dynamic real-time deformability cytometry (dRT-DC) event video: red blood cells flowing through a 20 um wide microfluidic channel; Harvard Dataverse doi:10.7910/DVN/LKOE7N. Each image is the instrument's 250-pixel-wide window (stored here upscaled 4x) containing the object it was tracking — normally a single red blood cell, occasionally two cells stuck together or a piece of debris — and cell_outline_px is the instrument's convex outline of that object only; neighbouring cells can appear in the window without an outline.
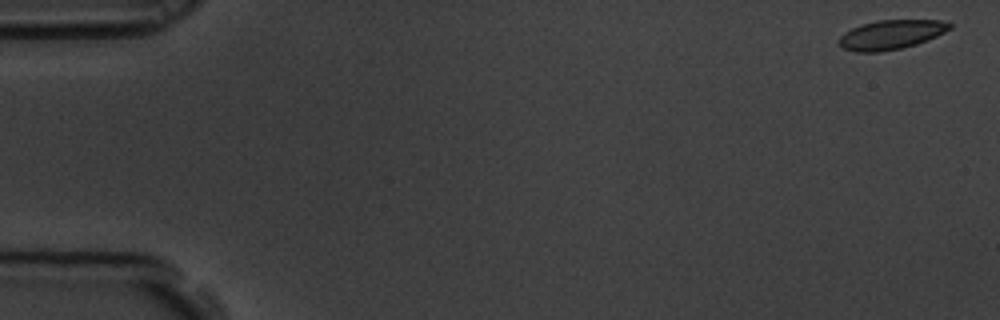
{"species": "common noctule bat (a hibernating species)", "species_latin": "Nyctalus noctula", "temperature_condition": "room temperature", "stored_images_in_passage": 59, "camera_frame_rate_fps": 3000, "um_per_image_px": 0.085, "animal": {"sex": "male", "body_mass_g": 19.5, "forearm_length_mm": 54.6}, "frame": {"image": 1, "passage_image": 1, "time_ms": 0.0, "image_size_px": [1000, 320], "cell_outline_px": [[952, 28], [936, 36], [916, 44], [900, 48], [880, 52], [856, 52], [844, 48], [840, 44], [840, 36], [844, 32], [860, 24], [876, 20], [940, 20], [952, 24]], "centroid_in_image_um": [75.73, 2.93], "position_along_channel_um": 9.3, "area_um2": 18.79}}
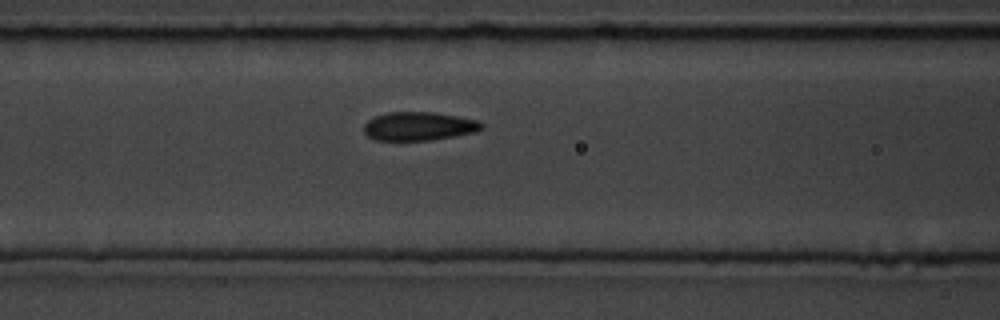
{"frame": {"image": 2, "passage_image": 24, "time_ms": 7.667, "image_size_px": [1000, 320], "cell_outline_px": [[484, 128], [476, 132], [428, 140], [376, 140], [368, 136], [364, 132], [364, 124], [368, 120], [376, 116], [388, 112], [432, 112], [480, 120], [484, 124]], "centroid_in_image_um": [35.62, 10.72], "position_along_channel_um": 131.0, "area_um2": 19.54}}
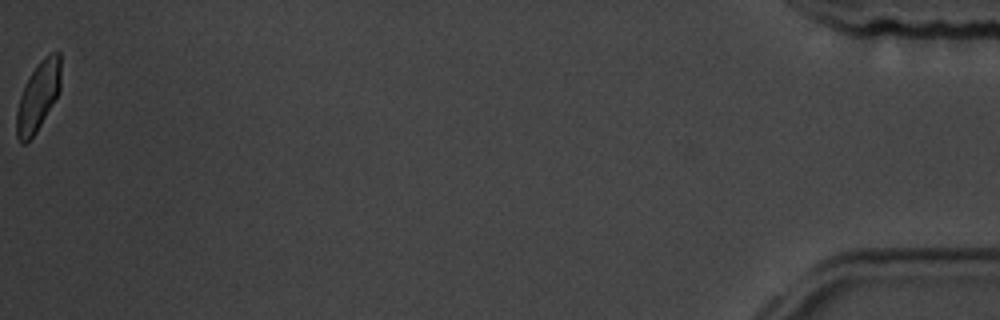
{"frame": {"image": 3, "passage_image": 59, "time_ms": 19.333, "image_size_px": [1000, 320], "cell_outline_px": [[60, 92], [36, 132], [24, 144], [20, 144], [16, 136], [16, 112], [20, 96], [24, 84], [36, 64], [44, 56], [56, 48], [60, 52]], "centroid_in_image_um": [3.24, 8.14], "position_along_channel_um": 432.0, "area_um2": 18.15}, "authors_computed_cell_mechanics": {"area_um2": 19.5364, "velocity_mm_per_s": 3.4414, "shape_relaxation_time_tau1_ms": 5.2496, "shape_relaxation_time_tau2_ms": 1.0048, "deformation_change_tau1": 0.1219, "deformation_change_tau2": 0.0687}}